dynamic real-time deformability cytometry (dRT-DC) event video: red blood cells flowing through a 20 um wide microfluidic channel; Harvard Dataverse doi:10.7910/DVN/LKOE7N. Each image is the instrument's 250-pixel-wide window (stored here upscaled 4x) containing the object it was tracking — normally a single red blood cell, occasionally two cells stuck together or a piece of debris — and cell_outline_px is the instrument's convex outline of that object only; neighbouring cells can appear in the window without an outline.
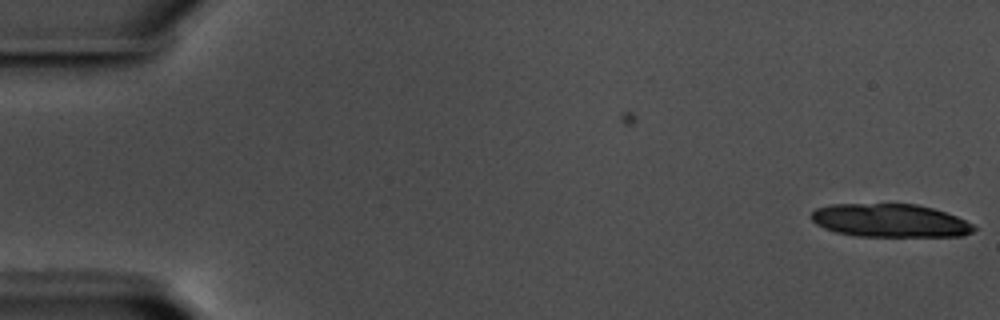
{"species": "common noctule bat (a hibernating species)", "species_latin": "Nyctalus noctula", "temperature_condition": "warm", "stored_images_in_passage": 9, "camera_frame_rate_fps": 3000, "um_per_image_px": 0.085, "animal": {"sex": "male", "body_mass_g": 17.5, "forearm_length_mm": 52.3}, "frame": {"image": 1, "passage_image": 9, "time_ms": 2.667, "image_size_px": [1000, 320], "cell_outline_px": [[976, 228], [972, 232], [964, 236], [856, 236], [836, 232], [824, 228], [816, 224], [812, 220], [812, 212], [816, 208], [832, 204], [916, 204], [932, 208], [956, 216], [972, 224]], "centroid_in_image_um": [75.64, 18.75], "position_along_channel_um": 9.4, "area_um2": 31.33}}